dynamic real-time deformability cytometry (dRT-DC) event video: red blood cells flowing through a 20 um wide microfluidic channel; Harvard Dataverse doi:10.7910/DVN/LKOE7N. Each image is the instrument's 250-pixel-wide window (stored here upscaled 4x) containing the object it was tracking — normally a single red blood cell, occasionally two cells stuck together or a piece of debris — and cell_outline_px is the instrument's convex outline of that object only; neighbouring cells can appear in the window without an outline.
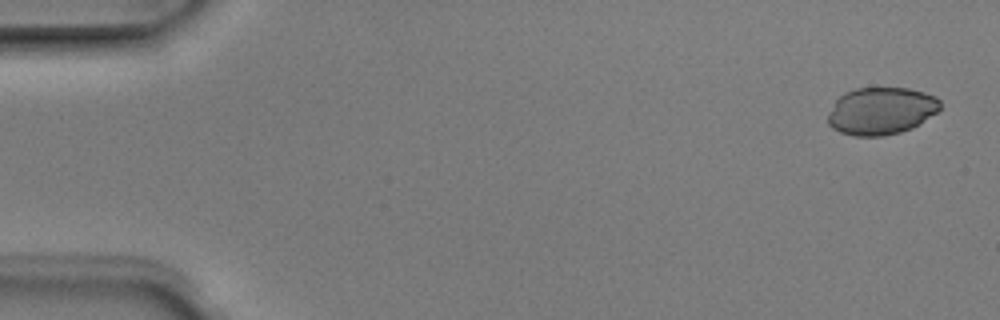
{"species": "Egyptian fruit bat (a non-hibernating species)", "species_latin": "Rousettus aegyptiacus", "temperature_condition": "room temperature", "stored_images_in_passage": 6, "camera_frame_rate_fps": 3000, "um_per_image_px": 0.085, "animal": {"sex": "male"}, "frame": {"image": 1, "passage_image": 1, "time_ms": 0.0, "image_size_px": [1000, 320], "cell_outline_px": [[940, 108], [936, 112], [920, 124], [912, 128], [900, 132], [884, 136], [856, 136], [840, 132], [832, 128], [828, 124], [828, 112], [836, 100], [844, 92], [856, 88], [908, 88], [924, 92], [936, 96], [940, 100]], "centroid_in_image_um": [74.89, 9.43], "position_along_channel_um": 10.1, "area_um2": 31.1}}